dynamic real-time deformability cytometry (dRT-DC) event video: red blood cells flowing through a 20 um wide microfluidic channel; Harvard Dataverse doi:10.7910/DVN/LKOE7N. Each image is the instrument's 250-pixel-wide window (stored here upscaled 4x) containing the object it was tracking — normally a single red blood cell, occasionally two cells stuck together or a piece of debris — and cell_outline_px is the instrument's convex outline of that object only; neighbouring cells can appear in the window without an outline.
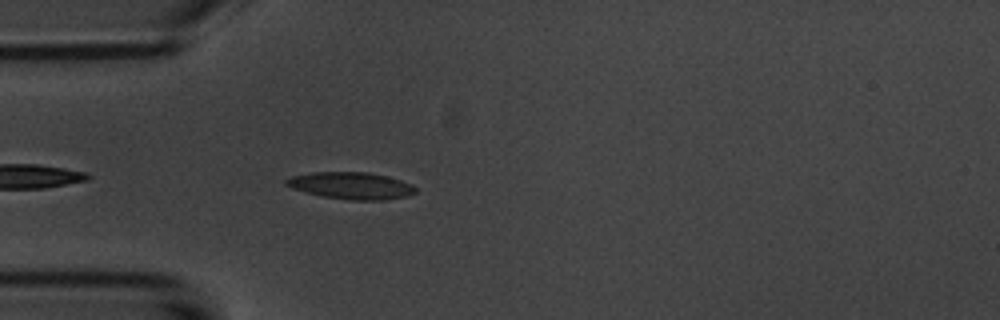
{"species": "common noctule bat (a hibernating species)", "species_latin": "Nyctalus noctula", "temperature_condition": "room temperature", "stored_images_in_passage": 3, "camera_frame_rate_fps": 3000, "um_per_image_px": 0.085, "animal": {"sex": "male", "body_mass_g": 20.1, "forearm_length_mm": 53.5}, "frame": {"image": 1, "passage_image": 3, "time_ms": 2.333, "image_size_px": [1000, 320], "cell_outline_px": [[416, 192], [408, 196], [384, 200], [348, 200], [320, 196], [304, 192], [292, 188], [284, 184], [284, 180], [292, 176], [312, 172], [368, 172], [388, 176], [412, 184], [416, 188]], "centroid_in_image_um": [29.84, 15.78], "position_along_channel_um": 55.2, "area_um2": 20.52}}